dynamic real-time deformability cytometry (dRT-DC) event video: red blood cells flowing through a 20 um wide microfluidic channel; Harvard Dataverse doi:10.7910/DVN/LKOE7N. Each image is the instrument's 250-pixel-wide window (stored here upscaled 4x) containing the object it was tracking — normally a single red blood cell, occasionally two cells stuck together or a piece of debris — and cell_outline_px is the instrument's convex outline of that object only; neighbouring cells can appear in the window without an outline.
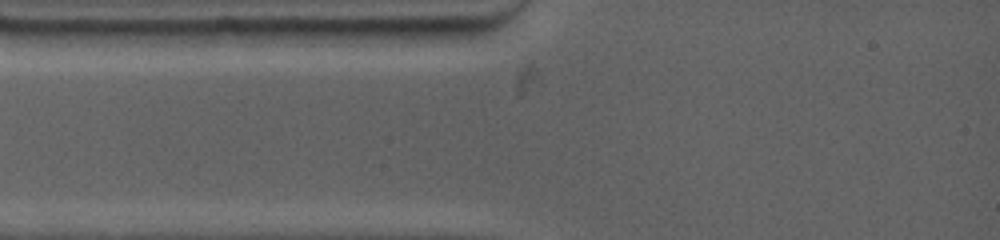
{"species": "common noctule bat (a hibernating species)", "species_latin": "Nyctalus noctula", "temperature_condition": "warm", "stored_images_in_passage": 4, "camera_frame_rate_fps": 4500, "um_per_image_px": 0.085, "animal": {"sex": "female", "body_mass_g": 19.0, "forearm_length_mm": 53.3}, "frame": {"image": 1, "passage_image": 1, "time_ms": 0.0, "image_size_px": [1000, 240], "cell_outline_px": [[476, 32], [472, 36], [444, 44], [368, 44], [352, 28], [472, 28]], "centroid_in_image_um": [35.14, 3.01], "position_along_channel_um": 49.9, "area_um2": 12.25}}